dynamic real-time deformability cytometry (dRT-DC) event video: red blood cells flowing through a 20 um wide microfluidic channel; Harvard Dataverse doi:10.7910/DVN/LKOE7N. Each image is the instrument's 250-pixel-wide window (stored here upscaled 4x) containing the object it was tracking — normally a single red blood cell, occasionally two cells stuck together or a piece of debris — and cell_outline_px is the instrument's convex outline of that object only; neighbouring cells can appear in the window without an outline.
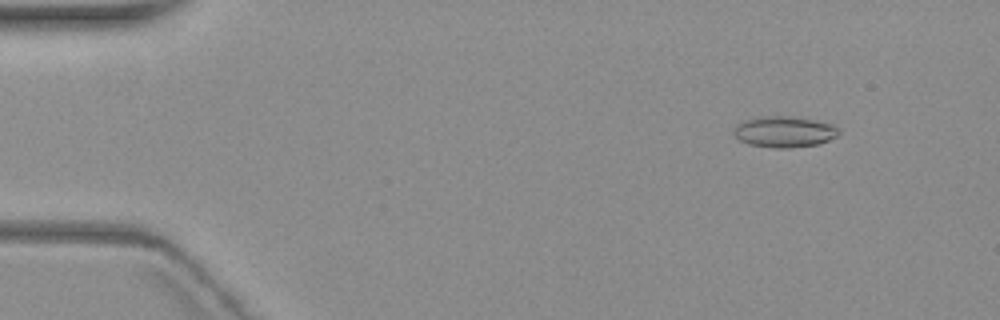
{"species": "common noctule bat (a hibernating species)", "species_latin": "Nyctalus noctula", "temperature_condition": "warm", "stored_images_in_passage": 4, "camera_frame_rate_fps": 3000, "um_per_image_px": 0.085, "animal": {"sex": "female", "body_mass_g": 19.3, "forearm_length_mm": 54.1}, "frame": {"image": 1, "passage_image": 1, "time_ms": 0.0, "image_size_px": [1000, 320], "cell_outline_px": [[840, 132], [836, 136], [820, 144], [788, 148], [776, 148], [748, 144], [740, 140], [732, 132], [736, 124], [744, 120], [764, 116], [788, 116], [816, 120], [832, 124]], "centroid_in_image_um": [66.65, 11.2], "position_along_channel_um": 18.4, "area_um2": 18.96}}
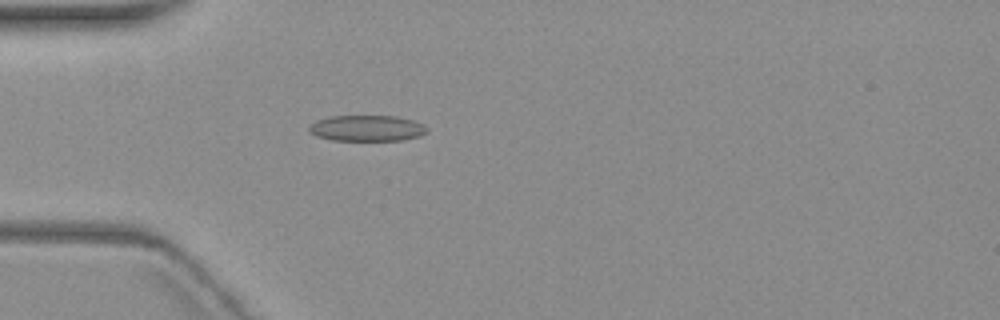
{"frame": {"image": 2, "passage_image": 4, "time_ms": 3.667, "image_size_px": [1000, 320], "cell_outline_px": [[428, 132], [420, 136], [400, 140], [332, 140], [316, 136], [308, 132], [308, 124], [316, 120], [332, 116], [396, 116], [412, 120], [424, 124], [428, 128]], "centroid_in_image_um": [31.17, 10.89], "position_along_channel_um": 53.8, "area_um2": 17.98}}